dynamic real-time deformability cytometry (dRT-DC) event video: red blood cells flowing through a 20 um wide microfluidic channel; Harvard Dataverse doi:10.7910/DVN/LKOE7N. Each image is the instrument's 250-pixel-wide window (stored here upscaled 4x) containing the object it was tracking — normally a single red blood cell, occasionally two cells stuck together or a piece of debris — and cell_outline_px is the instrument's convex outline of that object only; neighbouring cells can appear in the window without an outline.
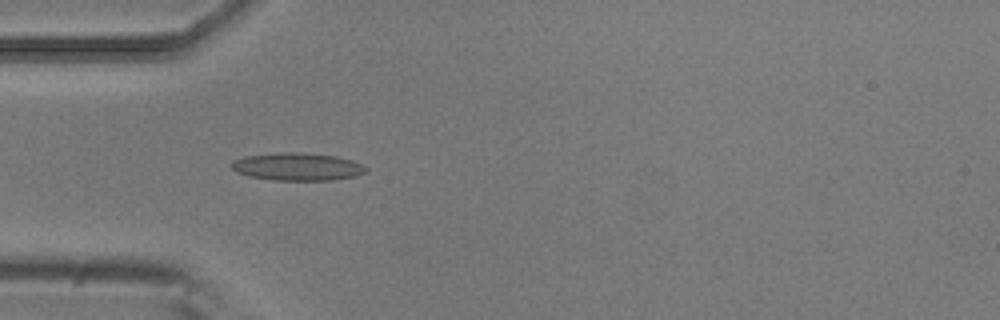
{"species": "common noctule bat (a hibernating species)", "species_latin": "Nyctalus noctula", "temperature_condition": "room temperature", "stored_images_in_passage": 5, "camera_frame_rate_fps": 3000, "um_per_image_px": 0.085, "animal": {"sex": "male", "body_mass_g": 20.5, "forearm_length_mm": 52.5}, "frame": {"image": 1, "passage_image": 4, "time_ms": 1.0, "image_size_px": [1000, 320], "cell_outline_px": [[368, 168], [364, 172], [356, 176], [332, 180], [272, 180], [248, 176], [236, 172], [232, 168], [232, 160], [244, 156], [288, 152], [300, 152], [336, 156], [352, 160]], "centroid_in_image_um": [25.26, 14.17], "position_along_channel_um": 59.7, "area_um2": 21.62}}
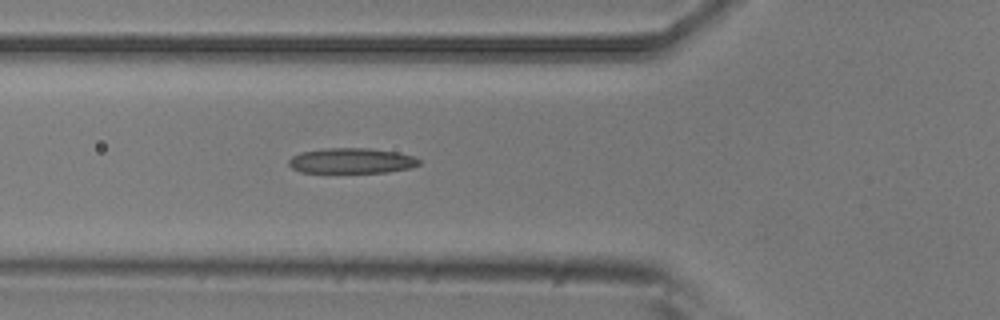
{"frame": {"image": 2, "passage_image": 5, "time_ms": 1.333, "image_size_px": [1000, 320], "cell_outline_px": [[420, 164], [412, 168], [388, 172], [300, 172], [292, 168], [288, 164], [288, 160], [292, 156], [300, 152], [324, 148], [368, 148], [396, 152], [416, 156], [420, 160]], "centroid_in_image_um": [29.9, 13.66], "position_along_channel_um": 95.9, "area_um2": 19.36}}